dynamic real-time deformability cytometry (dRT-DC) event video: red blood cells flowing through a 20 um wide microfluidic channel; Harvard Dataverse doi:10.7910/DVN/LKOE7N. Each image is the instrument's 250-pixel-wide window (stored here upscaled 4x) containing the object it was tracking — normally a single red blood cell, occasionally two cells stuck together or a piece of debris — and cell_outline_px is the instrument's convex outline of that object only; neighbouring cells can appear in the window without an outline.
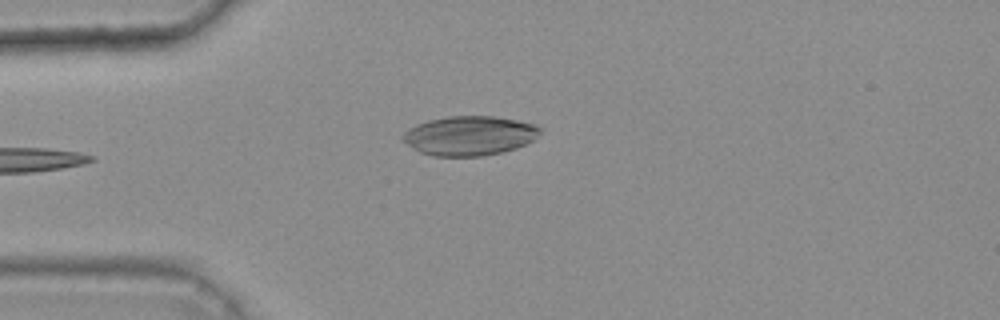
{"species": "common noctule bat (a hibernating species)", "species_latin": "Nyctalus noctula", "temperature_condition": "warm", "stored_images_in_passage": 30, "camera_frame_rate_fps": 3000, "um_per_image_px": 0.085, "animal": {"sex": "female", "body_mass_g": 25.1}, "frame": {"image": 1, "passage_image": 1, "time_ms": 0.0, "image_size_px": [1000, 320], "cell_outline_px": [[544, 128], [532, 140], [516, 148], [484, 156], [432, 156], [420, 152], [412, 148], [400, 140], [400, 136], [408, 128], [416, 124], [428, 120], [444, 116], [496, 116], [536, 124]], "centroid_in_image_um": [39.86, 11.52], "position_along_channel_um": 45.1, "area_um2": 31.85}}
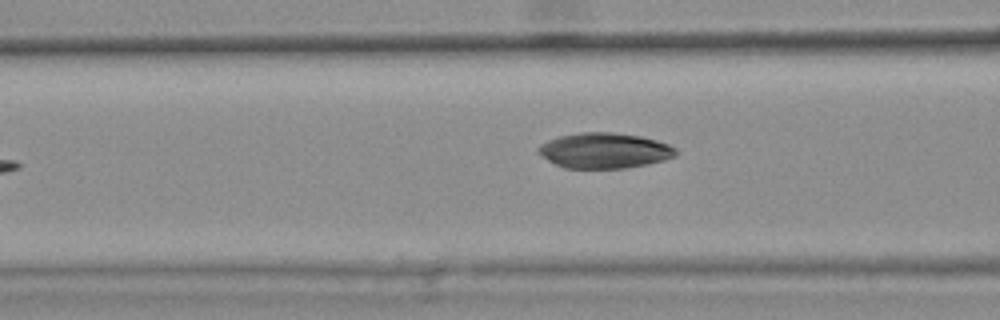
{"frame": {"image": 2, "passage_image": 8, "time_ms": 2.333, "image_size_px": [1000, 320], "cell_outline_px": [[676, 156], [664, 160], [648, 164], [624, 168], [564, 168], [548, 160], [536, 152], [536, 148], [540, 144], [548, 140], [560, 136], [580, 132], [612, 132], [640, 136], [656, 140], [668, 144], [676, 148]], "centroid_in_image_um": [51.36, 12.79], "position_along_channel_um": 115.2, "area_um2": 28.44}}
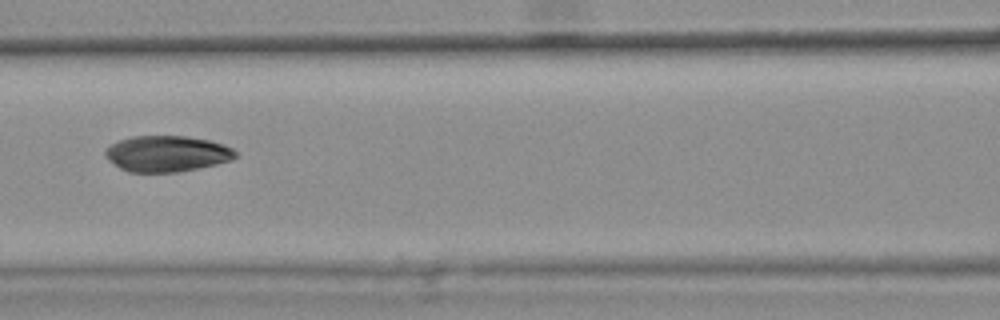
{"frame": {"image": 3, "passage_image": 11, "time_ms": 3.333, "image_size_px": [1000, 320], "cell_outline_px": [[236, 156], [232, 160], [216, 164], [180, 172], [128, 172], [120, 168], [108, 160], [104, 152], [112, 144], [120, 140], [132, 136], [188, 136], [208, 140], [224, 144], [232, 148], [236, 152]], "centroid_in_image_um": [14.2, 13.07], "position_along_channel_um": 152.4, "area_um2": 27.28}, "authors_computed_cell_mechanics": {"area_um2": 28.0619, "velocity_mm_per_s": 3.7089, "shape_relaxation_time_tau1_ms": 7.4583, "shape_relaxation_time_tau2_ms": 2.1431, "deformation_change_tau1": 0.1778, "deformation_change_tau2": 0.0541}}